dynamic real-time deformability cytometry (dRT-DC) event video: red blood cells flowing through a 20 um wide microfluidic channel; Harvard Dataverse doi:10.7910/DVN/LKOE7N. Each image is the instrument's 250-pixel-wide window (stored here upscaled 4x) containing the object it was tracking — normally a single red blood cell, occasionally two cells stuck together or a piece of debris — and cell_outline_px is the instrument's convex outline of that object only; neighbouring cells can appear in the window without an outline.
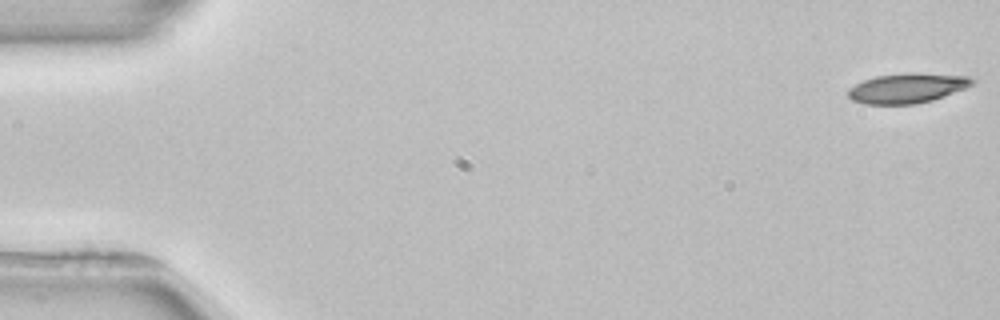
{"species": "common noctule bat (a hibernating species)", "species_latin": "Nyctalus noctula", "temperature_condition": "room temperature", "stored_images_in_passage": 5, "camera_frame_rate_fps": 3000, "um_per_image_px": 0.085, "animal": {"sex": "female", "body_mass_g": 22.7, "forearm_length_mm": 54.2}, "frame": {"image": 1, "passage_image": 1, "time_ms": 0.0, "image_size_px": [1000, 320], "cell_outline_px": [[976, 80], [972, 84], [964, 88], [944, 96], [932, 100], [916, 104], [864, 104], [852, 100], [848, 96], [848, 88], [864, 80], [876, 76], [912, 72], [968, 76]], "centroid_in_image_um": [77.1, 7.49], "position_along_channel_um": 7.9, "area_um2": 21.5}}
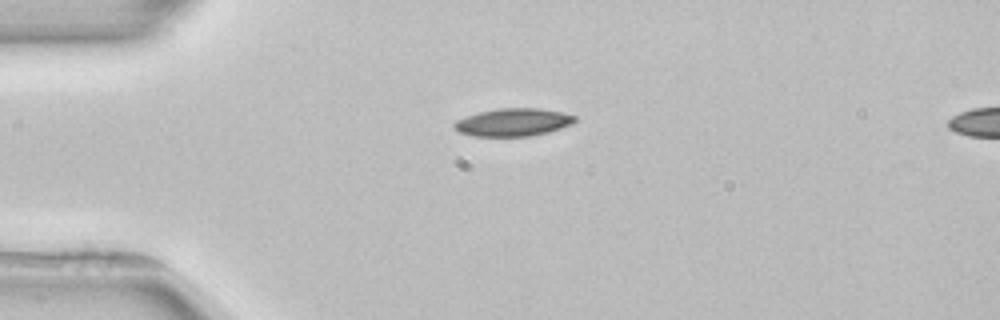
{"frame": {"image": 2, "passage_image": 5, "time_ms": 7.333, "image_size_px": [1000, 320], "cell_outline_px": [[576, 120], [572, 124], [548, 132], [532, 136], [472, 136], [460, 132], [452, 128], [452, 124], [456, 120], [480, 112], [500, 108], [540, 108], [560, 112], [576, 116]], "centroid_in_image_um": [43.61, 10.4], "position_along_channel_um": 41.4, "area_um2": 19.48}}